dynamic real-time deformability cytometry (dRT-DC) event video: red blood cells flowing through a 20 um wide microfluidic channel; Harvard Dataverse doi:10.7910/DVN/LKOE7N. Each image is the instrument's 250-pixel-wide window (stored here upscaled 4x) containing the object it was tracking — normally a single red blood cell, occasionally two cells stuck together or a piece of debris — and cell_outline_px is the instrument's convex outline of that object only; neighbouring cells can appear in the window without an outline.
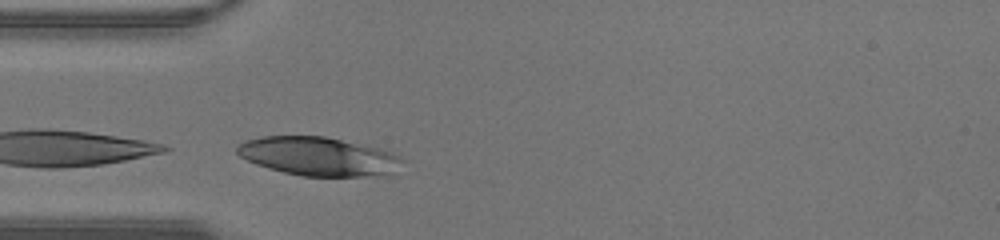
{"species": "human", "species_latin": "Homo sapiens", "temperature_condition": "warm", "stored_images_in_passage": 22, "camera_frame_rate_fps": 3000, "um_per_image_px": 0.085, "donor": {"sex": "male"}, "frame": {"image": 1, "passage_image": 1, "time_ms": 0.0, "image_size_px": [1000, 240], "cell_outline_px": [[404, 160], [392, 176], [300, 176], [268, 168], [256, 164], [240, 156], [236, 152], [236, 148], [244, 140], [260, 136], [324, 136], [380, 148], [392, 152], [400, 156]], "centroid_in_image_um": [27.11, 13.3], "position_along_channel_um": 57.9, "area_um2": 37.57}}
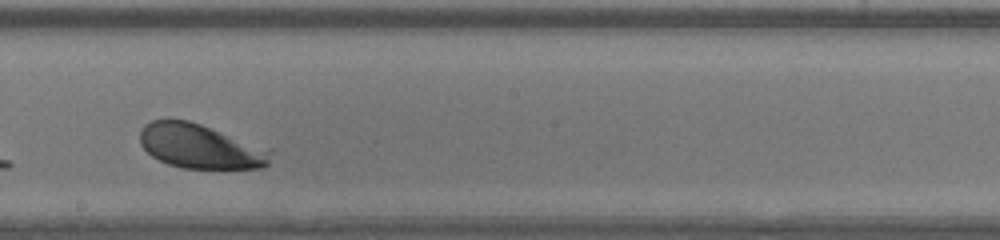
{"frame": {"image": 2, "passage_image": 12, "time_ms": 3.667, "image_size_px": [1000, 240], "cell_outline_px": [[272, 148], [268, 164], [260, 168], [180, 168], [168, 164], [152, 156], [140, 144], [140, 132], [144, 124], [152, 120], [188, 120]], "centroid_in_image_um": [17.04, 12.44], "position_along_channel_um": 231.2, "area_um2": 33.81}}
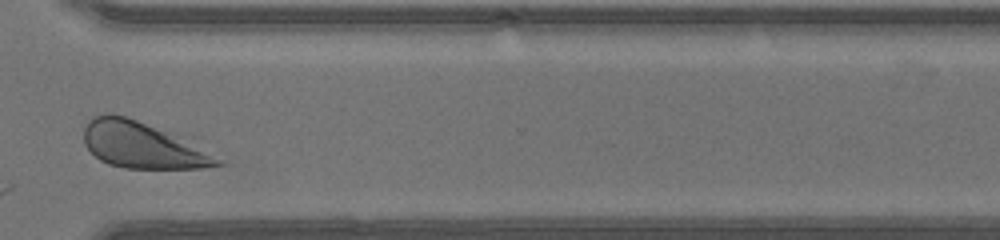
{"frame": {"image": 3, "passage_image": 20, "time_ms": 6.333, "image_size_px": [1000, 240], "cell_outline_px": [[228, 164], [204, 168], [124, 168], [108, 164], [100, 160], [84, 144], [84, 128], [88, 120], [92, 116], [108, 112], [112, 112], [136, 120], [192, 144], [228, 160]], "centroid_in_image_um": [12.09, 12.36], "position_along_channel_um": 358.5, "area_um2": 35.55}}